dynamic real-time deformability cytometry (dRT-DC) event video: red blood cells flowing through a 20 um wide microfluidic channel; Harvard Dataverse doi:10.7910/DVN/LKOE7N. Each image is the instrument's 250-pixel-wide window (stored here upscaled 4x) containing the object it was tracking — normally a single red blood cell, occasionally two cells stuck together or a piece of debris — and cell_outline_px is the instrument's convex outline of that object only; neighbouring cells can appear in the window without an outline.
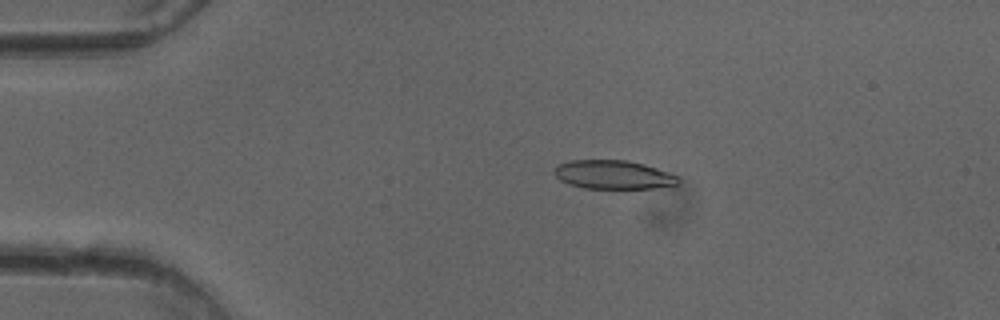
{"species": "common noctule bat (a hibernating species)", "species_latin": "Nyctalus noctula", "temperature_condition": "cold", "stored_images_in_passage": 50, "camera_frame_rate_fps": 3000, "um_per_image_px": 0.085, "animal": {"sex": "female"}, "frame": {"image": 1, "passage_image": 10, "time_ms": 3.0, "image_size_px": [1000, 320], "cell_outline_px": [[680, 184], [656, 188], [584, 188], [568, 184], [560, 180], [552, 172], [560, 164], [572, 160], [624, 160], [644, 164], [656, 168], [676, 176], [680, 180]], "centroid_in_image_um": [52.12, 14.85], "position_along_channel_um": 32.9, "area_um2": 20.58}}
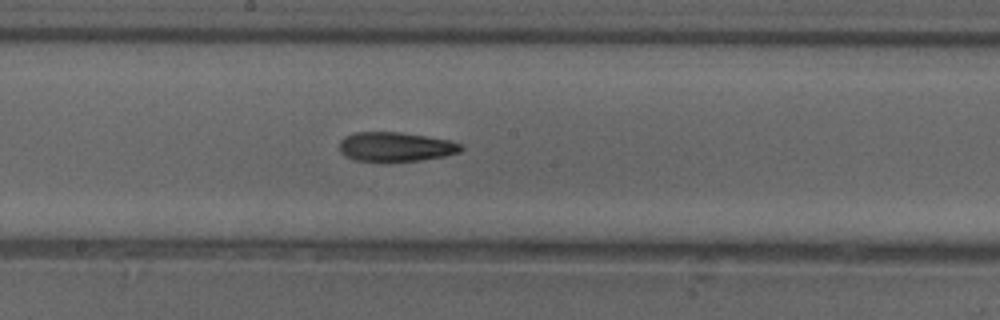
{"frame": {"image": 2, "passage_image": 27, "time_ms": 8.667, "image_size_px": [1000, 320], "cell_outline_px": [[464, 148], [460, 152], [444, 156], [420, 160], [388, 164], [356, 160], [344, 156], [340, 152], [340, 140], [344, 136], [352, 132], [400, 132], [448, 140], [460, 144]], "centroid_in_image_um": [33.57, 12.51], "position_along_channel_um": 214.6, "area_um2": 21.39}}
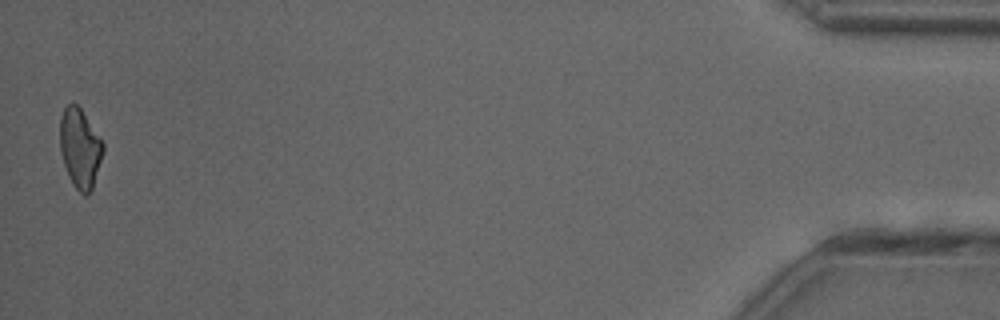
{"frame": {"image": 3, "passage_image": 50, "time_ms": 16.333, "image_size_px": [1000, 320], "cell_outline_px": [[104, 152], [92, 188], [88, 196], [84, 196], [72, 184], [68, 176], [60, 152], [60, 116], [64, 108], [68, 104], [76, 104], [80, 108], [104, 144]], "centroid_in_image_um": [6.79, 12.63], "position_along_channel_um": 428.4, "area_um2": 19.88}, "authors_computed_cell_mechanics": {"area_um2": 21.2704, "velocity_mm_per_s": 4.0513, "shape_relaxation_time_tau1_ms": 6.308, "shape_relaxation_time_tau2_ms": 6.1828, "deformation_change_tau1": 0.1721, "deformation_change_tau2": 0.1721}}